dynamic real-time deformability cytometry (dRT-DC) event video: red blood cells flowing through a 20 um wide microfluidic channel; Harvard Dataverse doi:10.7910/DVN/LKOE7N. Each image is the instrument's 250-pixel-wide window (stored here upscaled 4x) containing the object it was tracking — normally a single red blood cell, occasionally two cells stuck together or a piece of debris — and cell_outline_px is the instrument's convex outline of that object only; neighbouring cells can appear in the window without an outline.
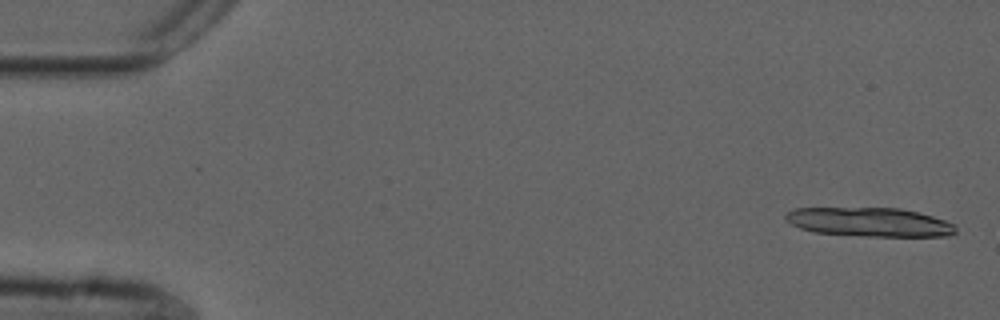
{"species": "common noctule bat (a hibernating species)", "species_latin": "Nyctalus noctula", "temperature_condition": "cold", "stored_images_in_passage": 14, "camera_frame_rate_fps": 3000, "um_per_image_px": 0.085, "animal": {"sex": "male", "forearm_length_mm": 52.5}, "frame": {"image": 1, "passage_image": 2, "time_ms": 0.333, "image_size_px": [1000, 320], "cell_outline_px": [[956, 232], [948, 236], [864, 236], [812, 232], [800, 228], [784, 220], [784, 216], [792, 208], [900, 208], [932, 216], [956, 224]], "centroid_in_image_um": [73.89, 18.88], "position_along_channel_um": 11.1, "area_um2": 28.78}}